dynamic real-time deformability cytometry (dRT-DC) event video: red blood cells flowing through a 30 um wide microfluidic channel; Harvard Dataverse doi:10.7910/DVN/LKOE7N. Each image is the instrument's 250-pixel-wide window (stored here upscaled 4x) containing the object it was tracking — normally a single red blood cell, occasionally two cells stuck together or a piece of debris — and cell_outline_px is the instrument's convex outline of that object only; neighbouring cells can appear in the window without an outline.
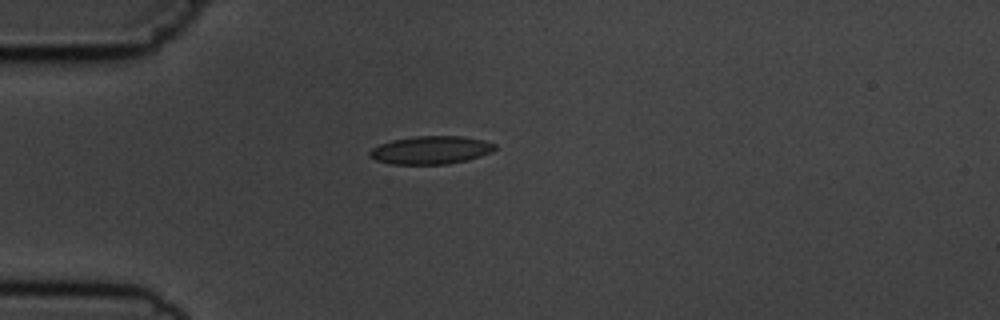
{"species": "common noctule bat (a hibernating species)", "species_latin": "Nyctalus noctula", "temperature_condition": "cold", "stored_images_in_passage": 5, "camera_frame_rate_fps": 3000, "um_per_image_px": 0.085, "animal": {"sex": "male", "body_mass_g": 19.5, "forearm_length_mm": 54.6}, "frame": {"image": 1, "passage_image": 5, "time_ms": 4.667, "image_size_px": [1000, 320], "cell_outline_px": [[496, 148], [492, 152], [468, 160], [448, 164], [392, 164], [376, 160], [368, 156], [368, 152], [372, 148], [380, 144], [392, 140], [412, 136], [464, 136], [484, 140], [496, 144]], "centroid_in_image_um": [36.63, 12.75], "position_along_channel_um": 48.4, "area_um2": 20.63}}